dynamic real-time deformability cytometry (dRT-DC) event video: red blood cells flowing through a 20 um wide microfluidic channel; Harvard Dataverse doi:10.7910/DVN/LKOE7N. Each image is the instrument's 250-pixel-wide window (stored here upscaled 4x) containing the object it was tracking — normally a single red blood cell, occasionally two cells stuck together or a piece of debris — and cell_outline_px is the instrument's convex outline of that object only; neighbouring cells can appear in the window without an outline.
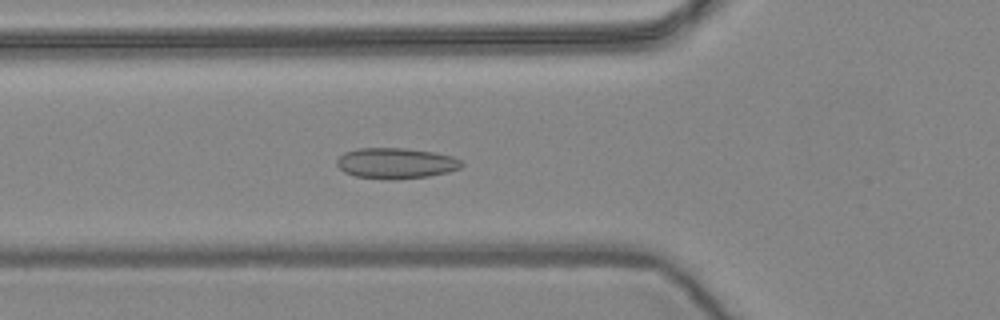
{"species": "common noctule bat (a hibernating species)", "species_latin": "Nyctalus noctula", "temperature_condition": "warm", "stored_images_in_passage": 57, "camera_frame_rate_fps": 3000, "um_per_image_px": 0.085, "animal": {"sex": "female", "body_mass_g": 24.6, "forearm_length_mm": 56.2}, "frame": {"image": 1, "passage_image": 20, "time_ms": 6.333, "image_size_px": [1000, 320], "cell_outline_px": [[464, 164], [460, 168], [448, 172], [428, 176], [388, 180], [356, 176], [344, 172], [336, 164], [336, 160], [344, 152], [356, 148], [404, 148], [436, 152], [452, 156], [460, 160]], "centroid_in_image_um": [33.64, 13.87], "position_along_channel_um": 92.2, "area_um2": 22.43}}
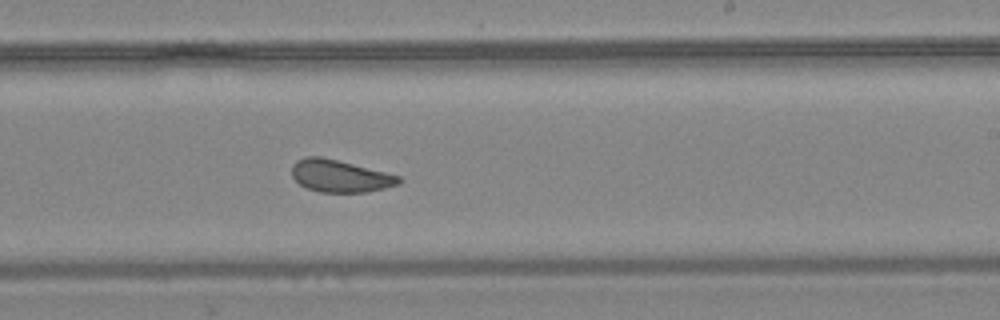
{"frame": {"image": 2, "passage_image": 34, "time_ms": 11.0, "image_size_px": [1000, 320], "cell_outline_px": [[404, 180], [400, 184], [384, 188], [364, 192], [320, 192], [308, 188], [300, 184], [292, 176], [292, 164], [296, 160], [308, 156], [320, 156], [400, 176]], "centroid_in_image_um": [28.89, 14.96], "position_along_channel_um": 260.1, "area_um2": 19.88}}
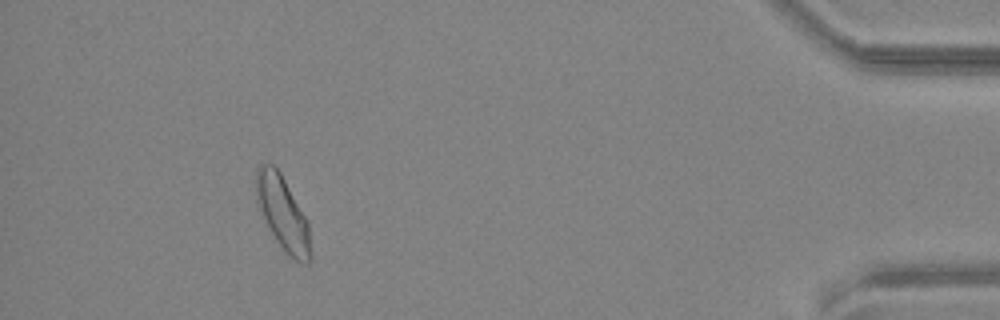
{"frame": {"image": 3, "passage_image": 52, "time_ms": 17.0, "image_size_px": [1000, 320], "cell_outline_px": [[312, 260], [308, 264], [300, 264], [276, 240], [264, 220], [256, 200], [256, 168], [260, 164], [272, 164], [280, 172], [304, 216], [308, 224], [312, 252]], "centroid_in_image_um": [24.04, 18.14], "position_along_channel_um": 411.2, "area_um2": 23.0}, "authors_computed_cell_mechanics": {"area_um2": 22.3108, "velocity_mm_per_s": 3.5897, "shape_relaxation_time_tau1_ms": null, "shape_relaxation_time_tau2_ms": 1.4618, "deformation_change_tau1": null, "deformation_change_tau2": 0.063}}